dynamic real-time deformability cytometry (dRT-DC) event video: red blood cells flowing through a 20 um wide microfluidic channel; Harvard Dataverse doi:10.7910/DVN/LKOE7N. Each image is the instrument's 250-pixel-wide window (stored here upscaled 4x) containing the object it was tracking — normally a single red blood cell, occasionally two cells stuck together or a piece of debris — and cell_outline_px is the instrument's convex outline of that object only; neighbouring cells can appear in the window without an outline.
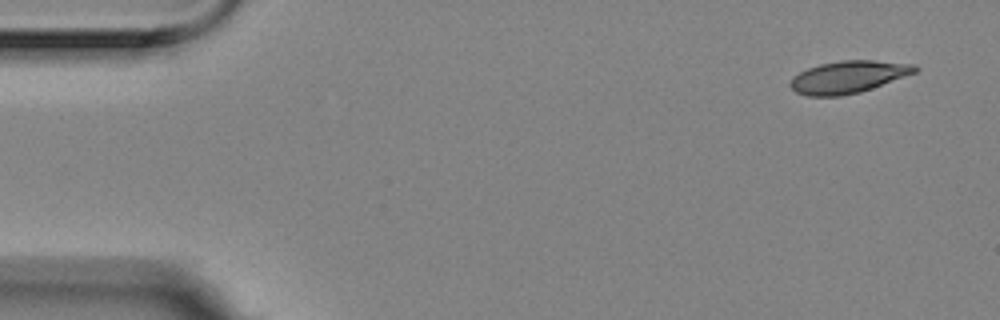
{"species": "Egyptian fruit bat (a non-hibernating species)", "species_latin": "Rousettus aegyptiacus", "temperature_condition": "room temperature", "stored_images_in_passage": 9, "camera_frame_rate_fps": 3000, "um_per_image_px": 0.085, "animal": {"sex": "female"}, "frame": {"image": 1, "passage_image": 1, "time_ms": 0.0, "image_size_px": [1000, 320], "cell_outline_px": [[920, 68], [916, 72], [872, 88], [860, 92], [840, 96], [808, 96], [796, 92], [788, 84], [792, 76], [808, 68], [820, 64], [840, 60], [872, 60], [916, 64]], "centroid_in_image_um": [72.09, 6.53], "position_along_channel_um": 12.9, "area_um2": 23.47}}
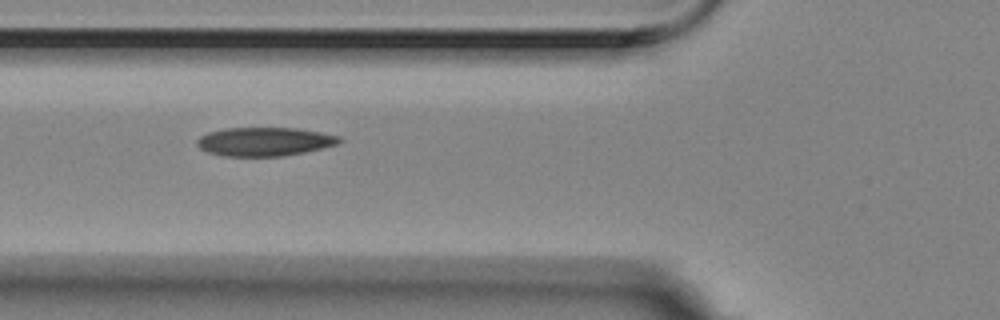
{"frame": {"image": 2, "passage_image": 6, "time_ms": 1.667, "image_size_px": [1000, 320], "cell_outline_px": [[344, 140], [340, 144], [304, 152], [280, 156], [224, 156], [208, 152], [200, 148], [196, 144], [196, 140], [200, 136], [208, 132], [224, 128], [296, 128], [320, 132], [340, 136]], "centroid_in_image_um": [22.5, 12.03], "position_along_channel_um": 103.3, "area_um2": 23.87}}
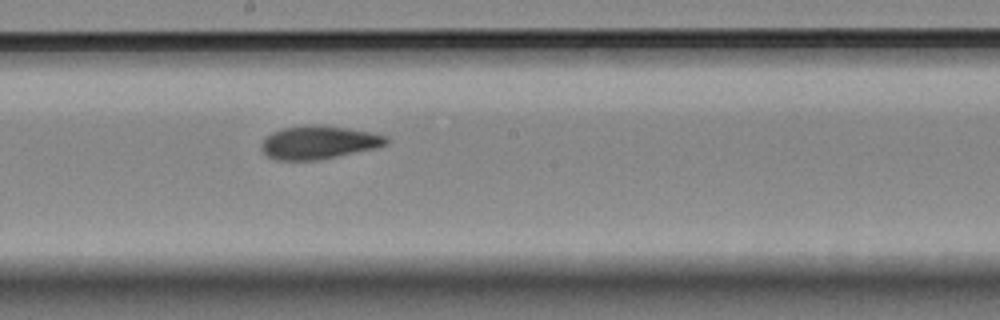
{"frame": {"image": 3, "passage_image": 9, "time_ms": 2.667, "image_size_px": [1000, 320], "cell_outline_px": [[388, 144], [376, 148], [320, 160], [276, 160], [268, 156], [260, 148], [260, 144], [272, 132], [284, 128], [320, 124], [348, 128], [372, 132], [388, 136]], "centroid_in_image_um": [27.13, 12.11], "position_along_channel_um": 221.1, "area_um2": 24.22}}